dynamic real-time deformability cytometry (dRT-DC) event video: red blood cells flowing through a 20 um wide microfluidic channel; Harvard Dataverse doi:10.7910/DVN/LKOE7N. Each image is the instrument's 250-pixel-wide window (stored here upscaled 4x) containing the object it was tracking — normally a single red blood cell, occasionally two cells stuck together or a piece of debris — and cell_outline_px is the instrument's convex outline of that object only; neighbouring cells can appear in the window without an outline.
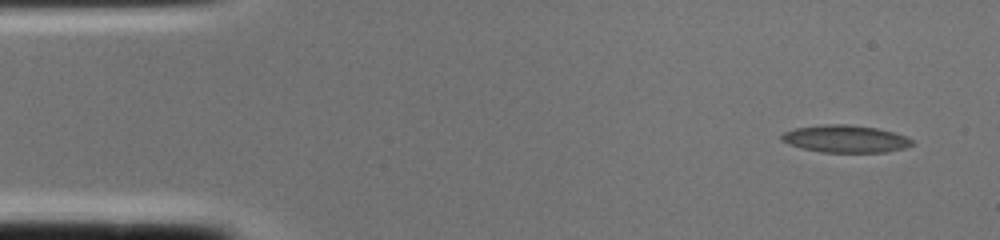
{"species": "common noctule bat (a hibernating species)", "species_latin": "Nyctalus noctula", "temperature_condition": "cold", "stored_images_in_passage": 2, "camera_frame_rate_fps": 3000, "um_per_image_px": 0.085, "animal": {"sex": "female", "body_mass_g": 22.0, "forearm_length_mm": 56.7}, "frame": {"image": 1, "passage_image": 1, "time_ms": 0.0, "image_size_px": [1000, 240], "cell_outline_px": [[916, 144], [904, 148], [884, 152], [820, 152], [800, 148], [788, 144], [780, 140], [780, 136], [784, 132], [796, 128], [824, 124], [848, 124], [876, 128], [892, 132], [904, 136], [912, 140]], "centroid_in_image_um": [71.83, 11.8], "position_along_channel_um": 13.2, "area_um2": 20.81}}
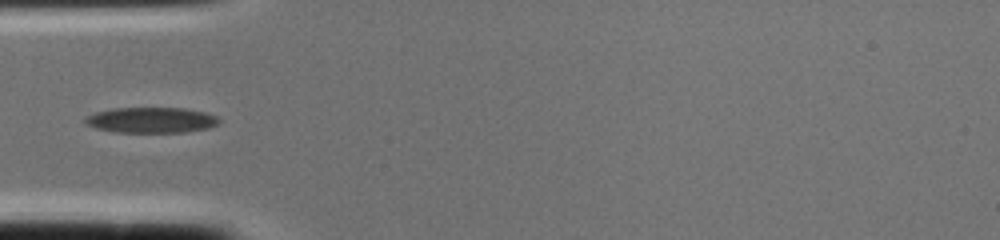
{"frame": {"image": 2, "passage_image": 2, "time_ms": 0.333, "image_size_px": [1000, 240], "cell_outline_px": [[220, 124], [208, 128], [184, 132], [116, 132], [96, 128], [84, 124], [84, 120], [88, 116], [96, 112], [112, 108], [184, 108], [204, 112], [216, 116], [220, 120]], "centroid_in_image_um": [12.86, 10.21], "position_along_channel_um": 72.1, "area_um2": 19.94}}